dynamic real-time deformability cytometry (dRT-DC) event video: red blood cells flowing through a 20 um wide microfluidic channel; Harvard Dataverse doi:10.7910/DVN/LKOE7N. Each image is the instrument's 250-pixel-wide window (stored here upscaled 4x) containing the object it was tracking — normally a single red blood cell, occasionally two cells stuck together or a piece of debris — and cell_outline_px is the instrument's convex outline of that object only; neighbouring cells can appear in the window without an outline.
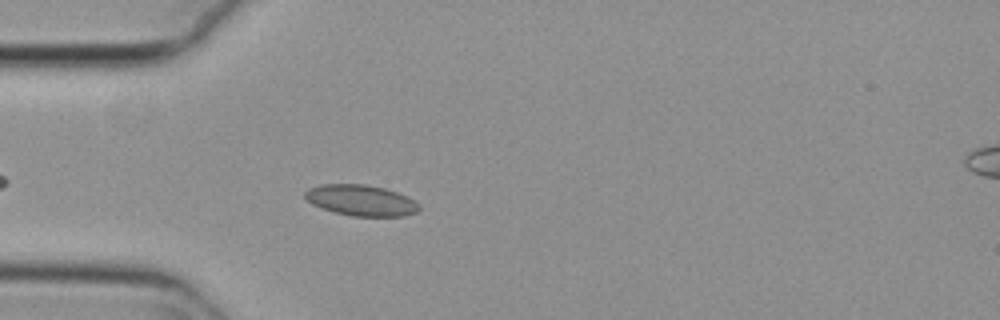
{"species": "common noctule bat (a hibernating species)", "species_latin": "Nyctalus noctula", "temperature_condition": "cold", "stored_images_in_passage": 42, "camera_frame_rate_fps": 3000, "um_per_image_px": 0.085, "animal": {"sex": "female", "body_mass_g": 29.2, "forearm_length_mm": 56.3}, "frame": {"image": 1, "passage_image": 6, "time_ms": 1.667, "image_size_px": [1000, 320], "cell_outline_px": [[420, 208], [416, 212], [404, 216], [352, 216], [336, 212], [312, 204], [304, 196], [304, 192], [308, 188], [320, 184], [364, 184], [384, 188], [408, 196], [420, 204]], "centroid_in_image_um": [30.7, 17.02], "position_along_channel_um": 54.3, "area_um2": 20.52}}
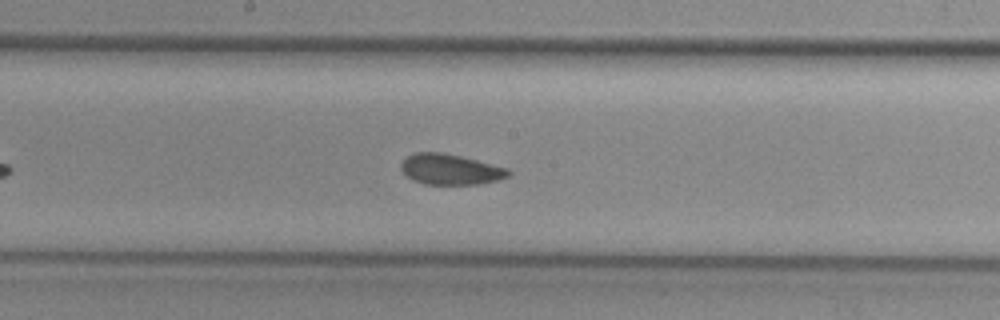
{"frame": {"image": 2, "passage_image": 19, "time_ms": 6.0, "image_size_px": [1000, 320], "cell_outline_px": [[512, 172], [508, 176], [496, 180], [480, 184], [424, 184], [412, 180], [400, 168], [400, 164], [408, 156], [416, 152], [444, 152], [508, 168]], "centroid_in_image_um": [38.27, 14.39], "position_along_channel_um": 209.9, "area_um2": 19.02}}
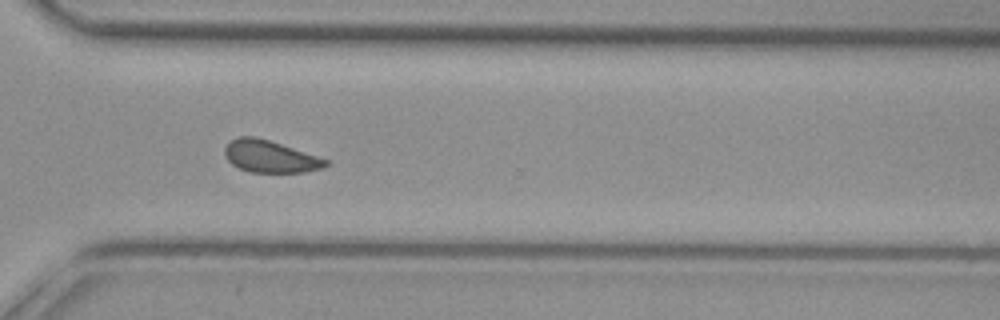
{"frame": {"image": 3, "passage_image": 30, "time_ms": 9.667, "image_size_px": [1000, 320], "cell_outline_px": [[328, 164], [324, 168], [304, 172], [248, 172], [232, 164], [228, 160], [224, 152], [224, 148], [232, 140], [240, 136], [256, 136], [328, 160]], "centroid_in_image_um": [22.94, 13.31], "position_along_channel_um": 347.7, "area_um2": 18.55}, "authors_computed_cell_mechanics": {"area_um2": 19.4208, "velocity_mm_per_s": 3.7523, "shape_relaxation_time_tau1_ms": null, "shape_relaxation_time_tau2_ms": 1.8802, "deformation_change_tau1": null, "deformation_change_tau2": 0.0657}}